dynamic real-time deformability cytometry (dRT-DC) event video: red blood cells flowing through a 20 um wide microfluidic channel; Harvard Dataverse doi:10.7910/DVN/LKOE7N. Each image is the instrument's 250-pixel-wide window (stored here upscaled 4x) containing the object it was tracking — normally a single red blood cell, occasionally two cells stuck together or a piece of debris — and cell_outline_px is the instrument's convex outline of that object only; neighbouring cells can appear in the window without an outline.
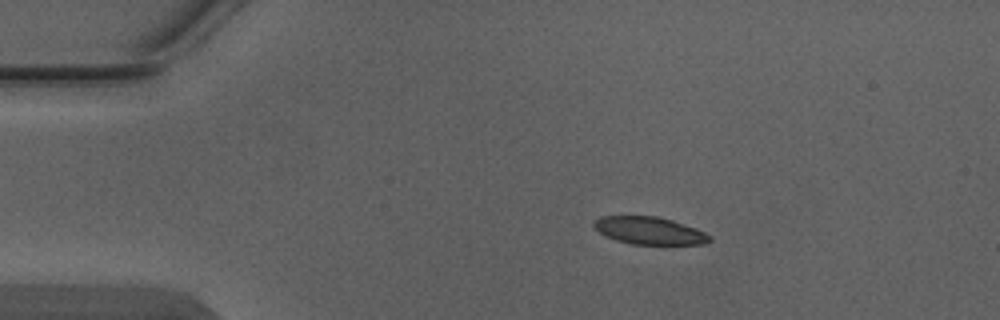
{"species": "Egyptian fruit bat (a non-hibernating species)", "species_latin": "Rousettus aegyptiacus", "temperature_condition": "warm", "stored_images_in_passage": 4, "camera_frame_rate_fps": 3000, "um_per_image_px": 0.085, "animal": {"sex": "male"}, "frame": {"image": 1, "passage_image": 2, "time_ms": 0.333, "image_size_px": [1000, 320], "cell_outline_px": [[712, 240], [704, 244], [632, 244], [616, 240], [600, 232], [592, 224], [600, 216], [656, 216], [672, 220], [696, 228], [712, 236]], "centroid_in_image_um": [55.23, 19.6], "position_along_channel_um": 29.8, "area_um2": 18.38}}
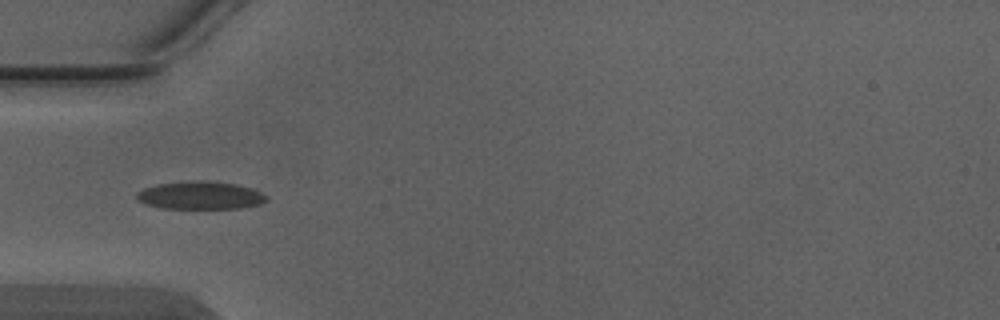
{"frame": {"image": 2, "passage_image": 4, "time_ms": 1.0, "image_size_px": [1000, 320], "cell_outline_px": [[268, 200], [260, 204], [240, 208], [160, 208], [144, 204], [136, 200], [136, 192], [144, 188], [156, 184], [196, 180], [208, 180], [236, 184], [252, 188], [268, 196]], "centroid_in_image_um": [17.0, 16.6], "position_along_channel_um": 68.0, "area_um2": 21.33}}